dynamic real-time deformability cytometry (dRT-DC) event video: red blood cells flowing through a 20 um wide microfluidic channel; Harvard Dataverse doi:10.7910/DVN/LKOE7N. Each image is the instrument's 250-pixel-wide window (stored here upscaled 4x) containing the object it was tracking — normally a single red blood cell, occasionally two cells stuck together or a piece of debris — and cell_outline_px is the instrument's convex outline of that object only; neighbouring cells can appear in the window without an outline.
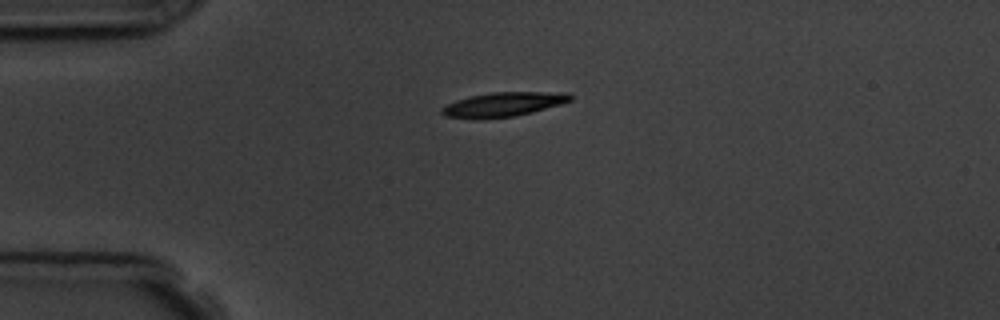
{"species": "common noctule bat (a hibernating species)", "species_latin": "Nyctalus noctula", "temperature_condition": "room temperature", "stored_images_in_passage": 7, "camera_frame_rate_fps": 3000, "um_per_image_px": 0.085, "animal": {"sex": "male", "body_mass_g": 19.5, "forearm_length_mm": 54.6}, "frame": {"image": 1, "passage_image": 1, "time_ms": 0.0, "image_size_px": [1000, 320], "cell_outline_px": [[572, 100], [560, 104], [532, 112], [516, 116], [472, 120], [444, 116], [440, 112], [440, 108], [456, 100], [472, 96], [492, 92], [568, 92], [572, 96]], "centroid_in_image_um": [42.75, 8.89], "position_along_channel_um": 42.3, "area_um2": 18.38}}